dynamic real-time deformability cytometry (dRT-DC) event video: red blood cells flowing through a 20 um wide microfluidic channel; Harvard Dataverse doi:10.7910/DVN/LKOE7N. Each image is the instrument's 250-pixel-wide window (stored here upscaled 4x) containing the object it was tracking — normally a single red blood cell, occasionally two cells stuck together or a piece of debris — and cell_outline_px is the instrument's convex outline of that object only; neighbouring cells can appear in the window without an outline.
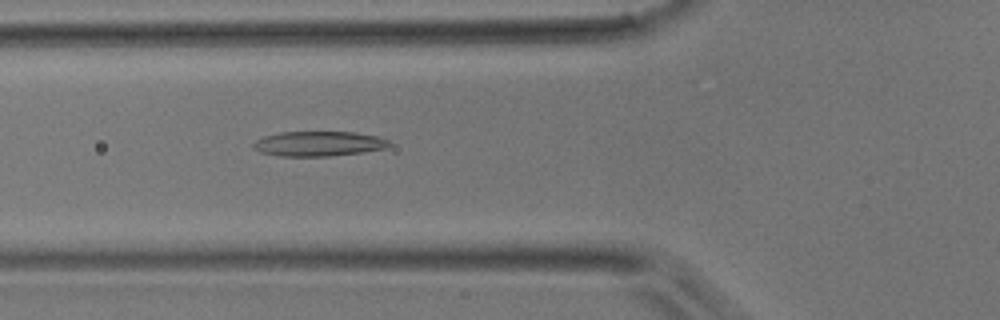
{"species": "common noctule bat (a hibernating species)", "species_latin": "Nyctalus noctula", "temperature_condition": "room temperature", "stored_images_in_passage": 30, "camera_frame_rate_fps": 3000, "um_per_image_px": 0.085, "animal": {"sex": "male", "body_mass_g": 17.9}, "frame": {"image": 1, "passage_image": 9, "time_ms": 2.667, "image_size_px": [1000, 320], "cell_outline_px": [[388, 144], [384, 148], [364, 152], [328, 156], [280, 156], [260, 152], [252, 148], [252, 144], [256, 140], [264, 136], [280, 132], [356, 132], [380, 136], [388, 140]], "centroid_in_image_um": [27.05, 12.21], "position_along_channel_um": 98.7, "area_um2": 19.71}}
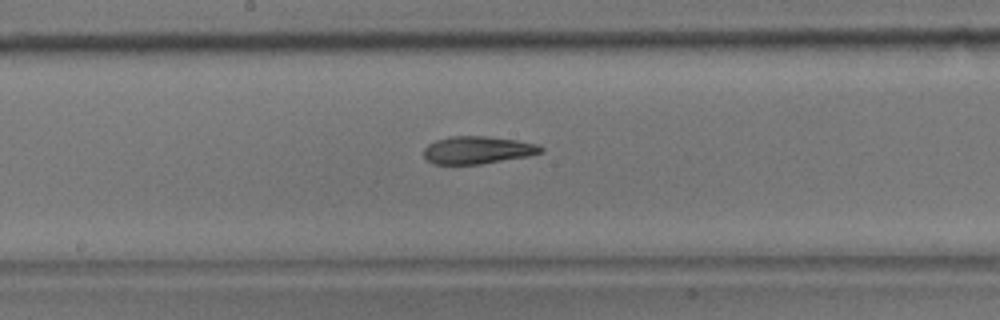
{"frame": {"image": 2, "passage_image": 17, "time_ms": 5.333, "image_size_px": [1000, 320], "cell_outline_px": [[544, 152], [528, 156], [480, 164], [432, 164], [424, 160], [424, 148], [428, 144], [436, 140], [448, 136], [484, 136], [516, 140], [540, 144], [544, 148]], "centroid_in_image_um": [40.59, 12.75], "position_along_channel_um": 207.6, "area_um2": 19.02}}
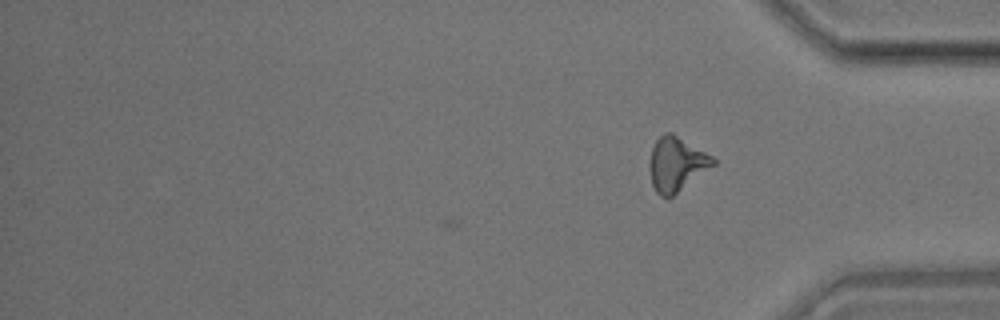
{"frame": {"image": 3, "passage_image": 30, "time_ms": 9.667, "image_size_px": [1000, 320], "cell_outline_px": [[716, 164], [668, 200], [660, 196], [656, 192], [652, 184], [648, 168], [648, 164], [652, 148], [656, 140], [664, 132], [672, 132], [712, 156], [716, 160]], "centroid_in_image_um": [57.48, 13.97], "position_along_channel_um": 377.7, "area_um2": 20.35}}